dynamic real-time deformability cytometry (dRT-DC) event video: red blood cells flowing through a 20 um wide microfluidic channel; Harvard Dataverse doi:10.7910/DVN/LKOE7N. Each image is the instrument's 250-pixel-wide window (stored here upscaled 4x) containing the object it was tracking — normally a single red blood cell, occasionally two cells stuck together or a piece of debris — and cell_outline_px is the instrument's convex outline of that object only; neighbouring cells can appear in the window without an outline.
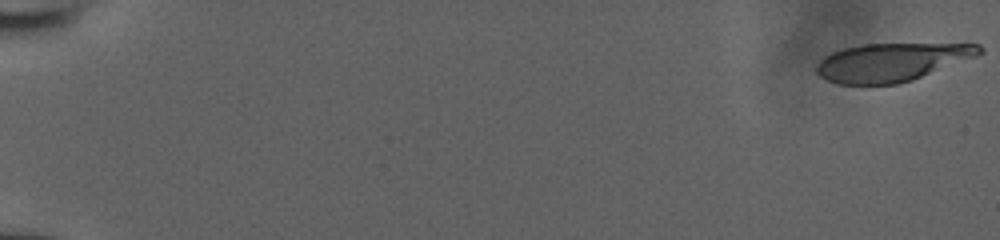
{"species": "human", "species_latin": "Homo sapiens", "temperature_condition": "room temperature", "stored_images_in_passage": 19, "camera_frame_rate_fps": 3000, "um_per_image_px": 0.085, "donor": {"sex": "male"}, "frame": {"image": 1, "passage_image": 1, "time_ms": 0.0, "image_size_px": [1000, 240], "cell_outline_px": [[984, 52], [976, 56], [912, 80], [896, 84], [836, 84], [820, 76], [816, 72], [816, 68], [820, 60], [824, 56], [832, 52], [844, 48], [864, 44], [980, 44], [984, 48]], "centroid_in_image_um": [75.78, 5.28], "position_along_channel_um": 9.2, "area_um2": 36.01}}
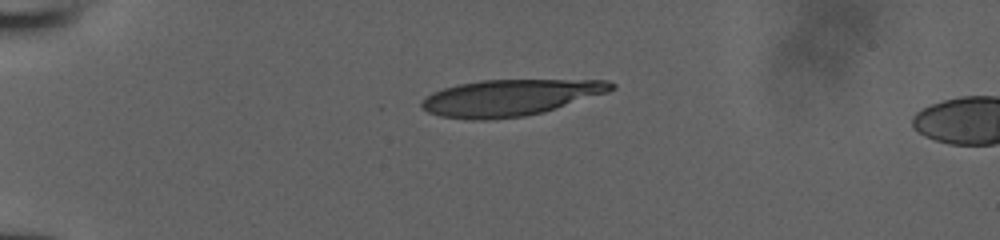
{"frame": {"image": 2, "passage_image": 15, "time_ms": 4.667, "image_size_px": [1000, 240], "cell_outline_px": [[616, 88], [608, 92], [544, 112], [524, 116], [488, 120], [472, 120], [440, 116], [428, 112], [420, 104], [420, 100], [432, 92], [444, 88], [460, 84], [480, 80], [608, 80], [616, 84]], "centroid_in_image_um": [43.36, 8.3], "position_along_channel_um": 41.6, "area_um2": 40.17}}